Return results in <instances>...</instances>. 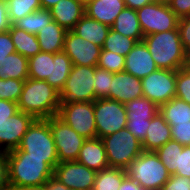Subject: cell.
Returning <instances> with one entry per match:
<instances>
[{
  "label": "cell",
  "instance_id": "obj_49",
  "mask_svg": "<svg viewBox=\"0 0 190 190\" xmlns=\"http://www.w3.org/2000/svg\"><path fill=\"white\" fill-rule=\"evenodd\" d=\"M0 184H7L6 153L0 151Z\"/></svg>",
  "mask_w": 190,
  "mask_h": 190
},
{
  "label": "cell",
  "instance_id": "obj_31",
  "mask_svg": "<svg viewBox=\"0 0 190 190\" xmlns=\"http://www.w3.org/2000/svg\"><path fill=\"white\" fill-rule=\"evenodd\" d=\"M126 177L125 169L108 167L97 172L93 190H119Z\"/></svg>",
  "mask_w": 190,
  "mask_h": 190
},
{
  "label": "cell",
  "instance_id": "obj_5",
  "mask_svg": "<svg viewBox=\"0 0 190 190\" xmlns=\"http://www.w3.org/2000/svg\"><path fill=\"white\" fill-rule=\"evenodd\" d=\"M109 167L125 169L142 152V143L126 127L101 138Z\"/></svg>",
  "mask_w": 190,
  "mask_h": 190
},
{
  "label": "cell",
  "instance_id": "obj_54",
  "mask_svg": "<svg viewBox=\"0 0 190 190\" xmlns=\"http://www.w3.org/2000/svg\"><path fill=\"white\" fill-rule=\"evenodd\" d=\"M60 0H40L43 9L49 10L51 7L56 5Z\"/></svg>",
  "mask_w": 190,
  "mask_h": 190
},
{
  "label": "cell",
  "instance_id": "obj_43",
  "mask_svg": "<svg viewBox=\"0 0 190 190\" xmlns=\"http://www.w3.org/2000/svg\"><path fill=\"white\" fill-rule=\"evenodd\" d=\"M160 190H190V178L171 175Z\"/></svg>",
  "mask_w": 190,
  "mask_h": 190
},
{
  "label": "cell",
  "instance_id": "obj_58",
  "mask_svg": "<svg viewBox=\"0 0 190 190\" xmlns=\"http://www.w3.org/2000/svg\"><path fill=\"white\" fill-rule=\"evenodd\" d=\"M7 184H0V190H5Z\"/></svg>",
  "mask_w": 190,
  "mask_h": 190
},
{
  "label": "cell",
  "instance_id": "obj_7",
  "mask_svg": "<svg viewBox=\"0 0 190 190\" xmlns=\"http://www.w3.org/2000/svg\"><path fill=\"white\" fill-rule=\"evenodd\" d=\"M56 116L83 138H97L94 102H60Z\"/></svg>",
  "mask_w": 190,
  "mask_h": 190
},
{
  "label": "cell",
  "instance_id": "obj_23",
  "mask_svg": "<svg viewBox=\"0 0 190 190\" xmlns=\"http://www.w3.org/2000/svg\"><path fill=\"white\" fill-rule=\"evenodd\" d=\"M109 26L89 18L86 14L76 23L72 31L101 48L110 31Z\"/></svg>",
  "mask_w": 190,
  "mask_h": 190
},
{
  "label": "cell",
  "instance_id": "obj_32",
  "mask_svg": "<svg viewBox=\"0 0 190 190\" xmlns=\"http://www.w3.org/2000/svg\"><path fill=\"white\" fill-rule=\"evenodd\" d=\"M53 21L50 10L39 9L16 21L13 25L28 33L37 34L41 28Z\"/></svg>",
  "mask_w": 190,
  "mask_h": 190
},
{
  "label": "cell",
  "instance_id": "obj_50",
  "mask_svg": "<svg viewBox=\"0 0 190 190\" xmlns=\"http://www.w3.org/2000/svg\"><path fill=\"white\" fill-rule=\"evenodd\" d=\"M119 190H146V189H144L141 185H139L134 180L126 176L122 181Z\"/></svg>",
  "mask_w": 190,
  "mask_h": 190
},
{
  "label": "cell",
  "instance_id": "obj_22",
  "mask_svg": "<svg viewBox=\"0 0 190 190\" xmlns=\"http://www.w3.org/2000/svg\"><path fill=\"white\" fill-rule=\"evenodd\" d=\"M66 30L54 20L36 34L40 50L51 54L63 51Z\"/></svg>",
  "mask_w": 190,
  "mask_h": 190
},
{
  "label": "cell",
  "instance_id": "obj_34",
  "mask_svg": "<svg viewBox=\"0 0 190 190\" xmlns=\"http://www.w3.org/2000/svg\"><path fill=\"white\" fill-rule=\"evenodd\" d=\"M136 43V40L124 36L110 28L102 49L112 51L122 56H126L136 45Z\"/></svg>",
  "mask_w": 190,
  "mask_h": 190
},
{
  "label": "cell",
  "instance_id": "obj_42",
  "mask_svg": "<svg viewBox=\"0 0 190 190\" xmlns=\"http://www.w3.org/2000/svg\"><path fill=\"white\" fill-rule=\"evenodd\" d=\"M175 175L190 178V145L183 146L182 151H179L178 168Z\"/></svg>",
  "mask_w": 190,
  "mask_h": 190
},
{
  "label": "cell",
  "instance_id": "obj_28",
  "mask_svg": "<svg viewBox=\"0 0 190 190\" xmlns=\"http://www.w3.org/2000/svg\"><path fill=\"white\" fill-rule=\"evenodd\" d=\"M72 66V60L66 53L63 51L55 53L52 62L51 79H46L45 81L60 93L67 81Z\"/></svg>",
  "mask_w": 190,
  "mask_h": 190
},
{
  "label": "cell",
  "instance_id": "obj_8",
  "mask_svg": "<svg viewBox=\"0 0 190 190\" xmlns=\"http://www.w3.org/2000/svg\"><path fill=\"white\" fill-rule=\"evenodd\" d=\"M97 66L73 65L71 72L59 93L60 102H94V72Z\"/></svg>",
  "mask_w": 190,
  "mask_h": 190
},
{
  "label": "cell",
  "instance_id": "obj_45",
  "mask_svg": "<svg viewBox=\"0 0 190 190\" xmlns=\"http://www.w3.org/2000/svg\"><path fill=\"white\" fill-rule=\"evenodd\" d=\"M16 52L14 43L11 39L10 32L5 31L0 33V62H2L6 56Z\"/></svg>",
  "mask_w": 190,
  "mask_h": 190
},
{
  "label": "cell",
  "instance_id": "obj_24",
  "mask_svg": "<svg viewBox=\"0 0 190 190\" xmlns=\"http://www.w3.org/2000/svg\"><path fill=\"white\" fill-rule=\"evenodd\" d=\"M111 29L137 42L143 41L144 38L137 11L128 7H125L116 17Z\"/></svg>",
  "mask_w": 190,
  "mask_h": 190
},
{
  "label": "cell",
  "instance_id": "obj_56",
  "mask_svg": "<svg viewBox=\"0 0 190 190\" xmlns=\"http://www.w3.org/2000/svg\"><path fill=\"white\" fill-rule=\"evenodd\" d=\"M77 1L81 2L84 6H86L92 0H77Z\"/></svg>",
  "mask_w": 190,
  "mask_h": 190
},
{
  "label": "cell",
  "instance_id": "obj_13",
  "mask_svg": "<svg viewBox=\"0 0 190 190\" xmlns=\"http://www.w3.org/2000/svg\"><path fill=\"white\" fill-rule=\"evenodd\" d=\"M97 172L77 161L58 163L53 177L71 190L93 189Z\"/></svg>",
  "mask_w": 190,
  "mask_h": 190
},
{
  "label": "cell",
  "instance_id": "obj_29",
  "mask_svg": "<svg viewBox=\"0 0 190 190\" xmlns=\"http://www.w3.org/2000/svg\"><path fill=\"white\" fill-rule=\"evenodd\" d=\"M54 54L40 51L28 59V78L36 80L51 79Z\"/></svg>",
  "mask_w": 190,
  "mask_h": 190
},
{
  "label": "cell",
  "instance_id": "obj_51",
  "mask_svg": "<svg viewBox=\"0 0 190 190\" xmlns=\"http://www.w3.org/2000/svg\"><path fill=\"white\" fill-rule=\"evenodd\" d=\"M46 190H71L63 183L59 182L53 176L45 183Z\"/></svg>",
  "mask_w": 190,
  "mask_h": 190
},
{
  "label": "cell",
  "instance_id": "obj_21",
  "mask_svg": "<svg viewBox=\"0 0 190 190\" xmlns=\"http://www.w3.org/2000/svg\"><path fill=\"white\" fill-rule=\"evenodd\" d=\"M172 139L170 125L158 111L150 120L145 139L141 142L143 151H156Z\"/></svg>",
  "mask_w": 190,
  "mask_h": 190
},
{
  "label": "cell",
  "instance_id": "obj_39",
  "mask_svg": "<svg viewBox=\"0 0 190 190\" xmlns=\"http://www.w3.org/2000/svg\"><path fill=\"white\" fill-rule=\"evenodd\" d=\"M175 97L190 104V68L187 66L176 71Z\"/></svg>",
  "mask_w": 190,
  "mask_h": 190
},
{
  "label": "cell",
  "instance_id": "obj_44",
  "mask_svg": "<svg viewBox=\"0 0 190 190\" xmlns=\"http://www.w3.org/2000/svg\"><path fill=\"white\" fill-rule=\"evenodd\" d=\"M178 30L183 48L188 53L190 52V16L179 19Z\"/></svg>",
  "mask_w": 190,
  "mask_h": 190
},
{
  "label": "cell",
  "instance_id": "obj_25",
  "mask_svg": "<svg viewBox=\"0 0 190 190\" xmlns=\"http://www.w3.org/2000/svg\"><path fill=\"white\" fill-rule=\"evenodd\" d=\"M26 80L28 78V58L14 52L0 62V79Z\"/></svg>",
  "mask_w": 190,
  "mask_h": 190
},
{
  "label": "cell",
  "instance_id": "obj_1",
  "mask_svg": "<svg viewBox=\"0 0 190 190\" xmlns=\"http://www.w3.org/2000/svg\"><path fill=\"white\" fill-rule=\"evenodd\" d=\"M7 185L39 186L53 176L58 158L26 157L23 150H12L6 153Z\"/></svg>",
  "mask_w": 190,
  "mask_h": 190
},
{
  "label": "cell",
  "instance_id": "obj_33",
  "mask_svg": "<svg viewBox=\"0 0 190 190\" xmlns=\"http://www.w3.org/2000/svg\"><path fill=\"white\" fill-rule=\"evenodd\" d=\"M182 149L183 145L171 139L155 151L170 175L176 174V169L178 168L179 151H182Z\"/></svg>",
  "mask_w": 190,
  "mask_h": 190
},
{
  "label": "cell",
  "instance_id": "obj_20",
  "mask_svg": "<svg viewBox=\"0 0 190 190\" xmlns=\"http://www.w3.org/2000/svg\"><path fill=\"white\" fill-rule=\"evenodd\" d=\"M125 7L124 0H92L85 6V14L111 27Z\"/></svg>",
  "mask_w": 190,
  "mask_h": 190
},
{
  "label": "cell",
  "instance_id": "obj_36",
  "mask_svg": "<svg viewBox=\"0 0 190 190\" xmlns=\"http://www.w3.org/2000/svg\"><path fill=\"white\" fill-rule=\"evenodd\" d=\"M125 56L101 49L97 67L111 73L124 71Z\"/></svg>",
  "mask_w": 190,
  "mask_h": 190
},
{
  "label": "cell",
  "instance_id": "obj_11",
  "mask_svg": "<svg viewBox=\"0 0 190 190\" xmlns=\"http://www.w3.org/2000/svg\"><path fill=\"white\" fill-rule=\"evenodd\" d=\"M58 153V161H76L86 140L57 116L48 118Z\"/></svg>",
  "mask_w": 190,
  "mask_h": 190
},
{
  "label": "cell",
  "instance_id": "obj_14",
  "mask_svg": "<svg viewBox=\"0 0 190 190\" xmlns=\"http://www.w3.org/2000/svg\"><path fill=\"white\" fill-rule=\"evenodd\" d=\"M101 49L72 30L66 32L63 52L69 56L73 65L97 66Z\"/></svg>",
  "mask_w": 190,
  "mask_h": 190
},
{
  "label": "cell",
  "instance_id": "obj_18",
  "mask_svg": "<svg viewBox=\"0 0 190 190\" xmlns=\"http://www.w3.org/2000/svg\"><path fill=\"white\" fill-rule=\"evenodd\" d=\"M89 169L99 172L109 167L105 147L101 138L86 139L76 160Z\"/></svg>",
  "mask_w": 190,
  "mask_h": 190
},
{
  "label": "cell",
  "instance_id": "obj_48",
  "mask_svg": "<svg viewBox=\"0 0 190 190\" xmlns=\"http://www.w3.org/2000/svg\"><path fill=\"white\" fill-rule=\"evenodd\" d=\"M11 21L8 17V10L5 0H0V33L11 28Z\"/></svg>",
  "mask_w": 190,
  "mask_h": 190
},
{
  "label": "cell",
  "instance_id": "obj_47",
  "mask_svg": "<svg viewBox=\"0 0 190 190\" xmlns=\"http://www.w3.org/2000/svg\"><path fill=\"white\" fill-rule=\"evenodd\" d=\"M168 5L179 19L190 16V0H170Z\"/></svg>",
  "mask_w": 190,
  "mask_h": 190
},
{
  "label": "cell",
  "instance_id": "obj_15",
  "mask_svg": "<svg viewBox=\"0 0 190 190\" xmlns=\"http://www.w3.org/2000/svg\"><path fill=\"white\" fill-rule=\"evenodd\" d=\"M34 120L32 115L20 110L7 119V122L0 126V151L7 153L17 149Z\"/></svg>",
  "mask_w": 190,
  "mask_h": 190
},
{
  "label": "cell",
  "instance_id": "obj_26",
  "mask_svg": "<svg viewBox=\"0 0 190 190\" xmlns=\"http://www.w3.org/2000/svg\"><path fill=\"white\" fill-rule=\"evenodd\" d=\"M159 112L170 126L190 122V104L177 97L159 106Z\"/></svg>",
  "mask_w": 190,
  "mask_h": 190
},
{
  "label": "cell",
  "instance_id": "obj_19",
  "mask_svg": "<svg viewBox=\"0 0 190 190\" xmlns=\"http://www.w3.org/2000/svg\"><path fill=\"white\" fill-rule=\"evenodd\" d=\"M49 10L53 20L66 31L72 30L85 14V6L77 0H60Z\"/></svg>",
  "mask_w": 190,
  "mask_h": 190
},
{
  "label": "cell",
  "instance_id": "obj_30",
  "mask_svg": "<svg viewBox=\"0 0 190 190\" xmlns=\"http://www.w3.org/2000/svg\"><path fill=\"white\" fill-rule=\"evenodd\" d=\"M128 119L151 120L159 111V106L142 96L125 104Z\"/></svg>",
  "mask_w": 190,
  "mask_h": 190
},
{
  "label": "cell",
  "instance_id": "obj_57",
  "mask_svg": "<svg viewBox=\"0 0 190 190\" xmlns=\"http://www.w3.org/2000/svg\"><path fill=\"white\" fill-rule=\"evenodd\" d=\"M187 67L190 68V52L187 53Z\"/></svg>",
  "mask_w": 190,
  "mask_h": 190
},
{
  "label": "cell",
  "instance_id": "obj_12",
  "mask_svg": "<svg viewBox=\"0 0 190 190\" xmlns=\"http://www.w3.org/2000/svg\"><path fill=\"white\" fill-rule=\"evenodd\" d=\"M143 96L157 106L167 103L176 95V71L157 69L141 79Z\"/></svg>",
  "mask_w": 190,
  "mask_h": 190
},
{
  "label": "cell",
  "instance_id": "obj_6",
  "mask_svg": "<svg viewBox=\"0 0 190 190\" xmlns=\"http://www.w3.org/2000/svg\"><path fill=\"white\" fill-rule=\"evenodd\" d=\"M14 150H23L26 157L58 158L48 119H35Z\"/></svg>",
  "mask_w": 190,
  "mask_h": 190
},
{
  "label": "cell",
  "instance_id": "obj_2",
  "mask_svg": "<svg viewBox=\"0 0 190 190\" xmlns=\"http://www.w3.org/2000/svg\"><path fill=\"white\" fill-rule=\"evenodd\" d=\"M18 109L35 119L56 116L60 106L59 92L45 80L27 78L17 102Z\"/></svg>",
  "mask_w": 190,
  "mask_h": 190
},
{
  "label": "cell",
  "instance_id": "obj_27",
  "mask_svg": "<svg viewBox=\"0 0 190 190\" xmlns=\"http://www.w3.org/2000/svg\"><path fill=\"white\" fill-rule=\"evenodd\" d=\"M8 31L17 53L29 59L41 51L36 34L28 33L14 25H11Z\"/></svg>",
  "mask_w": 190,
  "mask_h": 190
},
{
  "label": "cell",
  "instance_id": "obj_10",
  "mask_svg": "<svg viewBox=\"0 0 190 190\" xmlns=\"http://www.w3.org/2000/svg\"><path fill=\"white\" fill-rule=\"evenodd\" d=\"M136 11L144 36L178 29L179 18L168 4L150 3Z\"/></svg>",
  "mask_w": 190,
  "mask_h": 190
},
{
  "label": "cell",
  "instance_id": "obj_37",
  "mask_svg": "<svg viewBox=\"0 0 190 190\" xmlns=\"http://www.w3.org/2000/svg\"><path fill=\"white\" fill-rule=\"evenodd\" d=\"M113 74L114 73H111L105 69L95 67L93 86L95 90V97L97 99L107 98L109 96Z\"/></svg>",
  "mask_w": 190,
  "mask_h": 190
},
{
  "label": "cell",
  "instance_id": "obj_17",
  "mask_svg": "<svg viewBox=\"0 0 190 190\" xmlns=\"http://www.w3.org/2000/svg\"><path fill=\"white\" fill-rule=\"evenodd\" d=\"M157 69L158 67L147 45L143 41L137 42L132 50L125 56L124 71L138 79L145 78Z\"/></svg>",
  "mask_w": 190,
  "mask_h": 190
},
{
  "label": "cell",
  "instance_id": "obj_46",
  "mask_svg": "<svg viewBox=\"0 0 190 190\" xmlns=\"http://www.w3.org/2000/svg\"><path fill=\"white\" fill-rule=\"evenodd\" d=\"M19 111L17 103L0 99V126Z\"/></svg>",
  "mask_w": 190,
  "mask_h": 190
},
{
  "label": "cell",
  "instance_id": "obj_3",
  "mask_svg": "<svg viewBox=\"0 0 190 190\" xmlns=\"http://www.w3.org/2000/svg\"><path fill=\"white\" fill-rule=\"evenodd\" d=\"M143 42L159 69L177 71L187 65L179 30H169L144 36Z\"/></svg>",
  "mask_w": 190,
  "mask_h": 190
},
{
  "label": "cell",
  "instance_id": "obj_55",
  "mask_svg": "<svg viewBox=\"0 0 190 190\" xmlns=\"http://www.w3.org/2000/svg\"><path fill=\"white\" fill-rule=\"evenodd\" d=\"M151 3H157V4H169L170 0H150Z\"/></svg>",
  "mask_w": 190,
  "mask_h": 190
},
{
  "label": "cell",
  "instance_id": "obj_40",
  "mask_svg": "<svg viewBox=\"0 0 190 190\" xmlns=\"http://www.w3.org/2000/svg\"><path fill=\"white\" fill-rule=\"evenodd\" d=\"M150 120L128 119L126 128L139 140L143 141L149 128Z\"/></svg>",
  "mask_w": 190,
  "mask_h": 190
},
{
  "label": "cell",
  "instance_id": "obj_53",
  "mask_svg": "<svg viewBox=\"0 0 190 190\" xmlns=\"http://www.w3.org/2000/svg\"><path fill=\"white\" fill-rule=\"evenodd\" d=\"M5 190H46L45 184L39 186H11L7 185Z\"/></svg>",
  "mask_w": 190,
  "mask_h": 190
},
{
  "label": "cell",
  "instance_id": "obj_38",
  "mask_svg": "<svg viewBox=\"0 0 190 190\" xmlns=\"http://www.w3.org/2000/svg\"><path fill=\"white\" fill-rule=\"evenodd\" d=\"M25 80L0 79V99L17 103L23 90Z\"/></svg>",
  "mask_w": 190,
  "mask_h": 190
},
{
  "label": "cell",
  "instance_id": "obj_9",
  "mask_svg": "<svg viewBox=\"0 0 190 190\" xmlns=\"http://www.w3.org/2000/svg\"><path fill=\"white\" fill-rule=\"evenodd\" d=\"M97 138L112 135L126 127L127 114L123 103L107 98L94 101Z\"/></svg>",
  "mask_w": 190,
  "mask_h": 190
},
{
  "label": "cell",
  "instance_id": "obj_16",
  "mask_svg": "<svg viewBox=\"0 0 190 190\" xmlns=\"http://www.w3.org/2000/svg\"><path fill=\"white\" fill-rule=\"evenodd\" d=\"M141 79L134 77L126 71L113 74L110 86V94L107 99L116 100L125 104L136 98L142 97Z\"/></svg>",
  "mask_w": 190,
  "mask_h": 190
},
{
  "label": "cell",
  "instance_id": "obj_41",
  "mask_svg": "<svg viewBox=\"0 0 190 190\" xmlns=\"http://www.w3.org/2000/svg\"><path fill=\"white\" fill-rule=\"evenodd\" d=\"M172 140L179 142L183 146L190 145V122L177 123V125L170 126Z\"/></svg>",
  "mask_w": 190,
  "mask_h": 190
},
{
  "label": "cell",
  "instance_id": "obj_35",
  "mask_svg": "<svg viewBox=\"0 0 190 190\" xmlns=\"http://www.w3.org/2000/svg\"><path fill=\"white\" fill-rule=\"evenodd\" d=\"M8 17L13 25L16 21L42 8L40 0H5Z\"/></svg>",
  "mask_w": 190,
  "mask_h": 190
},
{
  "label": "cell",
  "instance_id": "obj_52",
  "mask_svg": "<svg viewBox=\"0 0 190 190\" xmlns=\"http://www.w3.org/2000/svg\"><path fill=\"white\" fill-rule=\"evenodd\" d=\"M126 7L137 10L144 5L150 4V0H124Z\"/></svg>",
  "mask_w": 190,
  "mask_h": 190
},
{
  "label": "cell",
  "instance_id": "obj_4",
  "mask_svg": "<svg viewBox=\"0 0 190 190\" xmlns=\"http://www.w3.org/2000/svg\"><path fill=\"white\" fill-rule=\"evenodd\" d=\"M125 173L146 190H160L171 176L154 151H143L125 168Z\"/></svg>",
  "mask_w": 190,
  "mask_h": 190
}]
</instances>
